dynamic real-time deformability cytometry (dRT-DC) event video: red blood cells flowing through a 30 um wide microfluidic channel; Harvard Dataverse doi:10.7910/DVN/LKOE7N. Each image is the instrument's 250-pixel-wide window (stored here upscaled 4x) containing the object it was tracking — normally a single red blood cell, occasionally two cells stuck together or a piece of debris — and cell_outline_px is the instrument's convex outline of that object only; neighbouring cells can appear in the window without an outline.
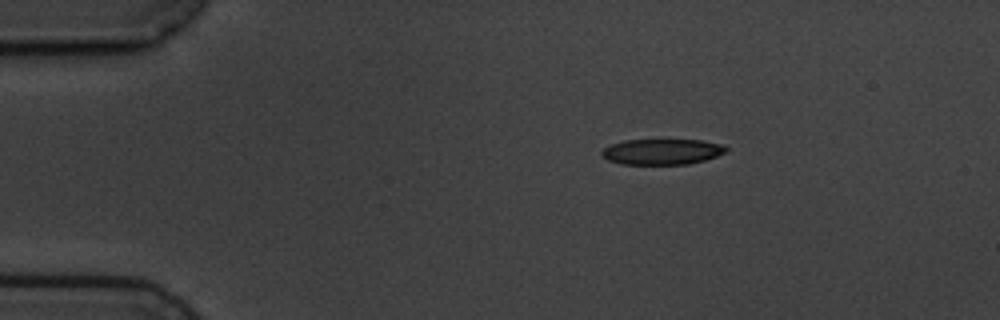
{"species": "common noctule bat (a hibernating species)", "species_latin": "Nyctalus noctula", "temperature_condition": "cold", "stored_images_in_passage": 3, "camera_frame_rate_fps": 3000, "um_per_image_px": 0.085, "animal": {"sex": "male", "body_mass_g": 19.5, "forearm_length_mm": 54.6}, "frame": {"image": 1, "passage_image": 1, "time_ms": 0.0, "image_size_px": [1000, 320], "cell_outline_px": [[728, 152], [704, 160], [688, 164], [620, 164], [608, 160], [600, 152], [604, 148], [612, 144], [624, 140], [704, 140], [724, 144], [728, 148]], "centroid_in_image_um": [56.32, 12.89], "position_along_channel_um": 28.7, "area_um2": 18.67}}